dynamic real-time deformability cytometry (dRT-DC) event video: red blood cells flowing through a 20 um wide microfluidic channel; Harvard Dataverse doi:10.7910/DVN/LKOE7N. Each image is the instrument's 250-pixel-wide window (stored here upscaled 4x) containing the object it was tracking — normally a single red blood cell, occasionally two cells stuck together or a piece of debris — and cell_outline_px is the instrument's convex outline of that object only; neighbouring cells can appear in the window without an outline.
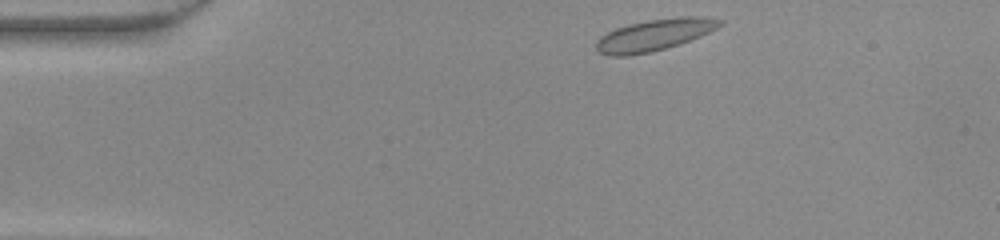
{"species": "common noctule bat (a hibernating species)", "species_latin": "Nyctalus noctula", "temperature_condition": "warm", "stored_images_in_passage": 41, "camera_frame_rate_fps": 3000, "um_per_image_px": 0.085, "animal": {"sex": "female", "body_mass_g": 22.0, "forearm_length_mm": 56.7}, "frame": {"image": 1, "passage_image": 1, "time_ms": 0.0, "image_size_px": [1000, 240], "cell_outline_px": [[724, 24], [700, 36], [680, 44], [652, 52], [628, 56], [612, 56], [600, 52], [596, 48], [596, 40], [600, 36], [616, 28], [628, 24], [648, 20], [680, 16], [704, 16], [724, 20]], "centroid_in_image_um": [55.64, 2.96], "position_along_channel_um": 29.4, "area_um2": 22.89}}
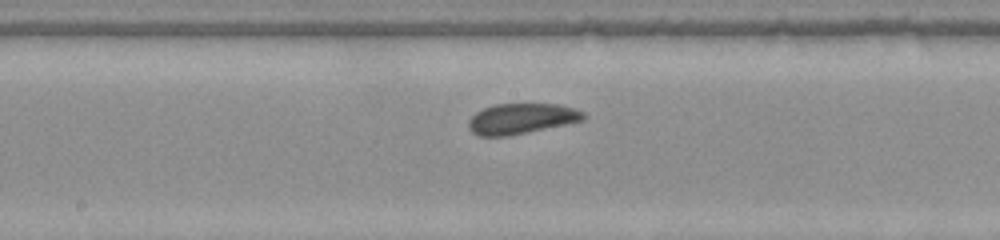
{"frame": {"image": 2, "passage_image": 18, "time_ms": 5.667, "image_size_px": [1000, 240], "cell_outline_px": [[588, 116], [584, 120], [508, 136], [480, 136], [472, 132], [468, 128], [468, 120], [476, 112], [484, 108], [496, 104], [560, 104], [576, 108], [584, 112]], "centroid_in_image_um": [44.34, 10.08], "position_along_channel_um": 203.9, "area_um2": 20.46}}
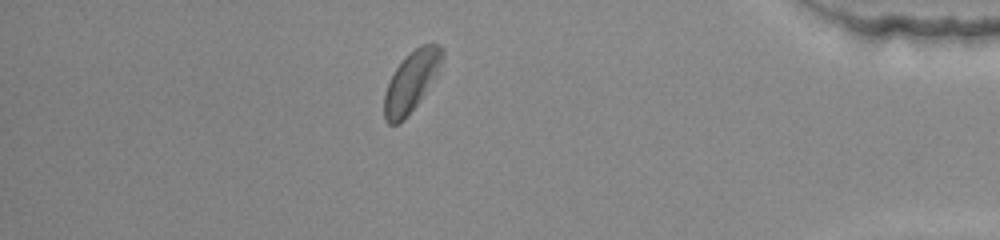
{"frame": {"image": 3, "passage_image": 35, "time_ms": 11.333, "image_size_px": [1000, 240], "cell_outline_px": [[444, 56], [436, 72], [424, 92], [416, 104], [404, 120], [396, 124], [388, 124], [384, 120], [384, 92], [396, 68], [420, 44], [440, 44], [444, 48]], "centroid_in_image_um": [34.94, 6.93], "position_along_channel_um": 400.3, "area_um2": 19.59}}